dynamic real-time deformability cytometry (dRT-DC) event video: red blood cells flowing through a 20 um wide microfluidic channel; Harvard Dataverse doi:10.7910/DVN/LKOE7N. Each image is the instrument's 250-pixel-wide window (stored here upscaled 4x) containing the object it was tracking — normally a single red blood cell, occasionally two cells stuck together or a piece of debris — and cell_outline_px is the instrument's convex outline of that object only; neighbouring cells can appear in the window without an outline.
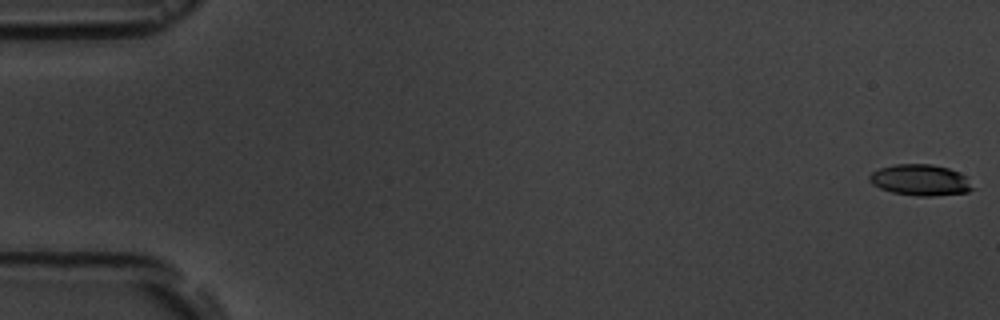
{"species": "common noctule bat (a hibernating species)", "species_latin": "Nyctalus noctula", "temperature_condition": "room temperature", "stored_images_in_passage": 8, "camera_frame_rate_fps": 3000, "um_per_image_px": 0.085, "animal": {"sex": "male", "body_mass_g": 19.5, "forearm_length_mm": 54.6}, "frame": {"image": 1, "passage_image": 1, "time_ms": 0.0, "image_size_px": [1000, 320], "cell_outline_px": [[976, 188], [968, 192], [932, 196], [916, 196], [892, 192], [880, 188], [872, 184], [868, 180], [868, 176], [872, 172], [880, 168], [896, 164], [932, 164], [948, 168], [960, 172]], "centroid_in_image_um": [78.23, 15.3], "position_along_channel_um": 6.8, "area_um2": 18.79}}
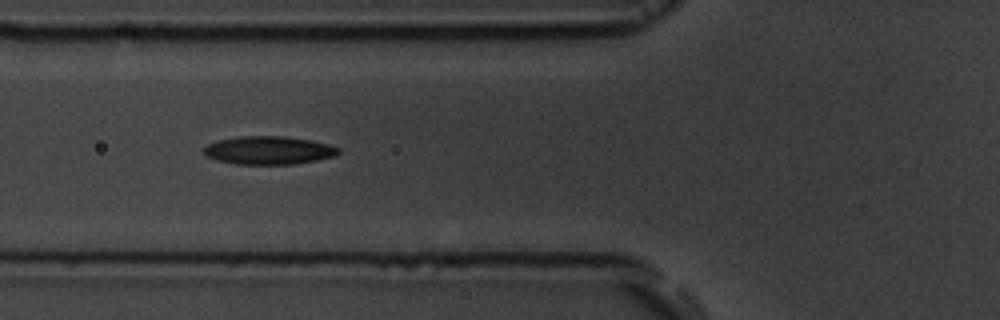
{"frame": {"image": 2, "passage_image": 7, "time_ms": 6.667, "image_size_px": [1000, 320], "cell_outline_px": [[340, 152], [336, 156], [316, 160], [292, 164], [236, 164], [216, 160], [208, 156], [204, 152], [204, 148], [208, 144], [220, 140], [240, 136], [284, 136], [312, 140], [328, 144], [340, 148]], "centroid_in_image_um": [22.88, 12.77], "position_along_channel_um": 102.9, "area_um2": 22.02}}
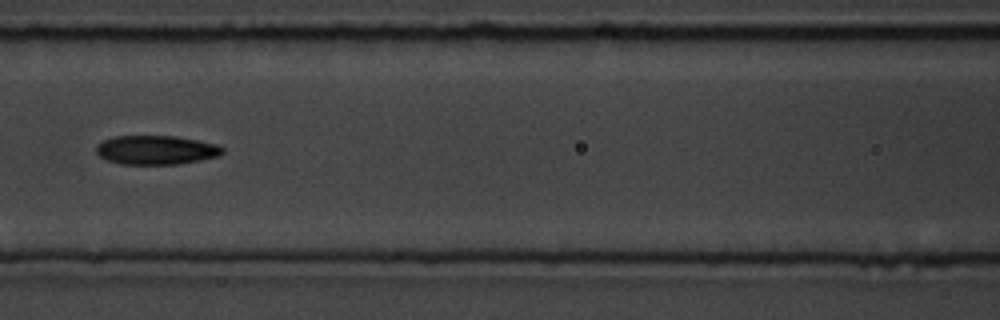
{"frame": {"image": 3, "passage_image": 8, "time_ms": 8.0, "image_size_px": [1000, 320], "cell_outline_px": [[224, 152], [220, 156], [180, 164], [120, 164], [108, 160], [100, 156], [96, 152], [96, 144], [104, 140], [116, 136], [176, 136], [216, 144], [224, 148]], "centroid_in_image_um": [13.28, 12.75], "position_along_channel_um": 153.3, "area_um2": 21.39}}